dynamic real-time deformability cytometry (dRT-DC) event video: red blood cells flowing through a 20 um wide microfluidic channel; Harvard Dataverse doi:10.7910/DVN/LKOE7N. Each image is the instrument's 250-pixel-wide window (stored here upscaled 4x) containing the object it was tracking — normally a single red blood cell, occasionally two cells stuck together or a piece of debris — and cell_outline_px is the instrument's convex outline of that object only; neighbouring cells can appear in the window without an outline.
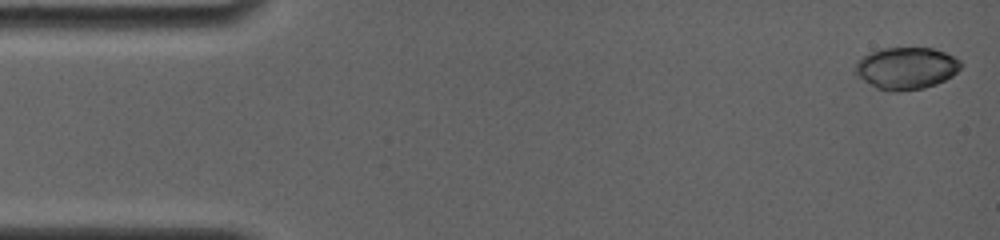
{"species": "common noctule bat (a hibernating species)", "species_latin": "Nyctalus noctula", "temperature_condition": "room temperature", "stored_images_in_passage": 8, "camera_frame_rate_fps": 4000, "um_per_image_px": 0.085, "animal": {"sex": "female", "body_mass_g": 19.0, "forearm_length_mm": 56.7}, "frame": {"image": 1, "passage_image": 1, "time_ms": 0.0, "image_size_px": [1000, 240], "cell_outline_px": [[964, 64], [952, 76], [936, 84], [924, 88], [900, 92], [892, 92], [876, 88], [856, 76], [856, 60], [872, 52], [884, 48], [932, 48], [944, 52], [960, 60]], "centroid_in_image_um": [77.03, 5.81], "position_along_channel_um": 8.0, "area_um2": 25.89}}
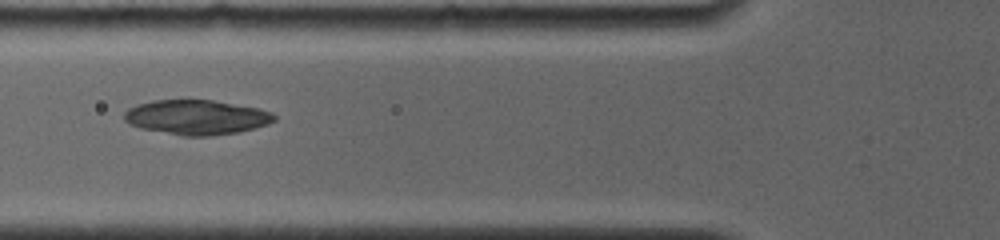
{"frame": {"image": 2, "passage_image": 6, "time_ms": 5.75, "image_size_px": [1000, 240], "cell_outline_px": [[276, 120], [268, 124], [240, 132], [208, 136], [184, 136], [140, 128], [128, 124], [124, 120], [124, 112], [128, 108], [136, 104], [152, 100], [212, 100], [260, 108], [272, 112], [276, 116]], "centroid_in_image_um": [16.7, 9.96], "position_along_channel_um": 109.1, "area_um2": 30.58}}
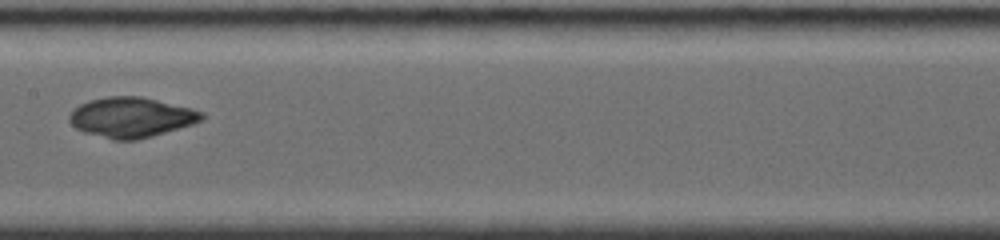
{"frame": {"image": 3, "passage_image": 8, "time_ms": 8.0, "image_size_px": [1000, 240], "cell_outline_px": [[204, 120], [192, 124], [152, 136], [136, 140], [112, 140], [84, 132], [76, 128], [68, 120], [68, 116], [72, 108], [88, 100], [108, 96], [140, 96], [192, 108], [204, 112]], "centroid_in_image_um": [11.13, 9.97], "position_along_channel_um": 196.3, "area_um2": 31.1}}